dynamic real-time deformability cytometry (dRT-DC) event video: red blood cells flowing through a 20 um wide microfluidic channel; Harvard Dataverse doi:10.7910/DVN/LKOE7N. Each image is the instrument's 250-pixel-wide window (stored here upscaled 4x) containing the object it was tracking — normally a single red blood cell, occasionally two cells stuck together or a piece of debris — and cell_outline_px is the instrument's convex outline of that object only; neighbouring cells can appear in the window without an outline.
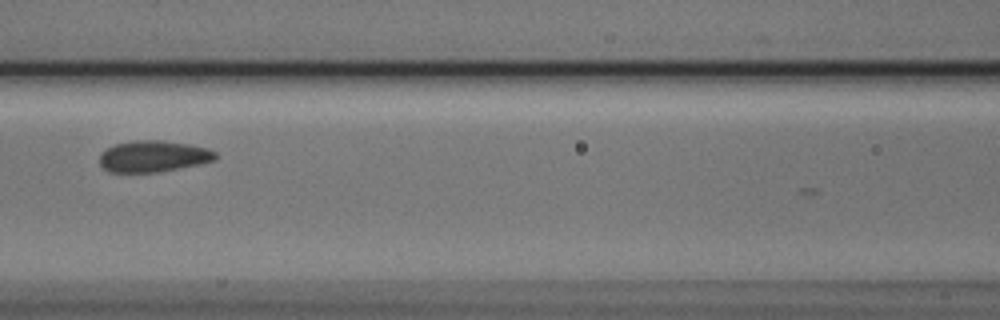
{"species": "Egyptian fruit bat (a non-hibernating species)", "species_latin": "Rousettus aegyptiacus", "temperature_condition": "cold", "stored_images_in_passage": 5, "segment_of_instrument_passage": [1, 2], "camera_frame_rate_fps": 3000, "um_per_image_px": 0.085, "animal": {"sex": "male"}, "frame": {"image": 1, "passage_image": 3, "time_ms": 0.667, "image_size_px": [1000, 320], "cell_outline_px": [[216, 160], [200, 164], [160, 172], [108, 172], [100, 164], [100, 152], [116, 144], [136, 140], [160, 140], [188, 144], [208, 148], [216, 152]], "centroid_in_image_um": [13.04, 13.29], "position_along_channel_um": 153.6, "area_um2": 21.21}}
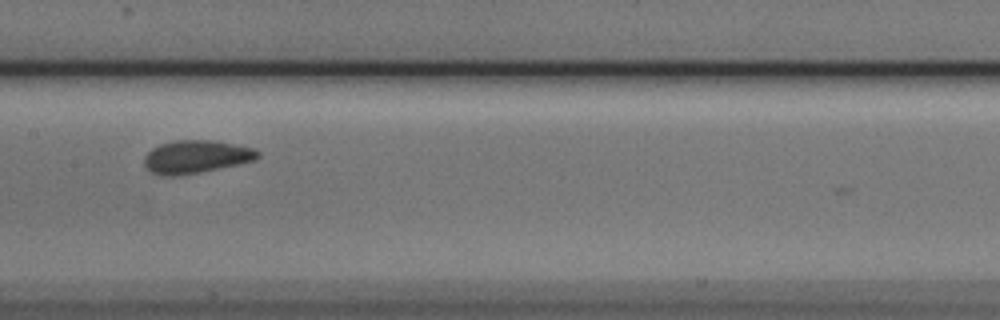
{"frame": {"image": 2, "passage_image": 4, "time_ms": 1.0, "image_size_px": [1000, 320], "cell_outline_px": [[260, 156], [256, 160], [220, 168], [200, 172], [176, 176], [160, 176], [148, 172], [144, 168], [144, 156], [152, 148], [160, 144], [176, 140], [212, 140], [252, 148], [260, 152]], "centroid_in_image_um": [16.61, 13.34], "position_along_channel_um": 190.8, "area_um2": 21.96}}